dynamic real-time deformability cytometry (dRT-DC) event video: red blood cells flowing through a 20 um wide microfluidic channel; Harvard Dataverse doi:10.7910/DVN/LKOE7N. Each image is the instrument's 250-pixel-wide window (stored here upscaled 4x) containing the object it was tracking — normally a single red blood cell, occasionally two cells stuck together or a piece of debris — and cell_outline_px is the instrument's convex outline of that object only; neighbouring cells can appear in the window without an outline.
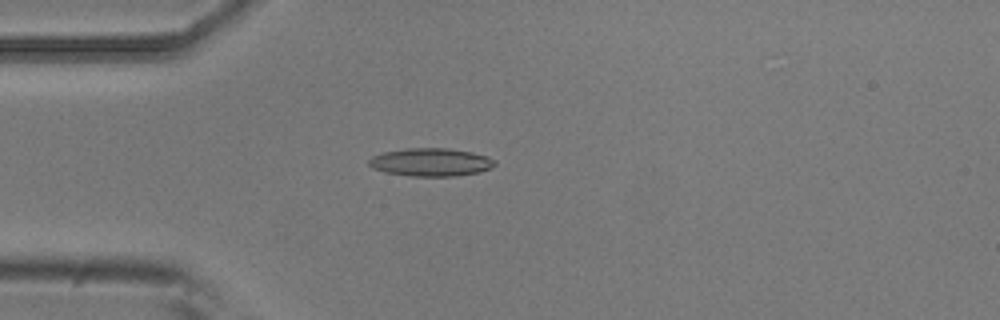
{"species": "common noctule bat (a hibernating species)", "species_latin": "Nyctalus noctula", "temperature_condition": "room temperature", "stored_images_in_passage": 5, "camera_frame_rate_fps": 3000, "um_per_image_px": 0.085, "animal": {"sex": "male", "body_mass_g": 20.5, "forearm_length_mm": 52.5}, "frame": {"image": 1, "passage_image": 4, "time_ms": 1.0, "image_size_px": [1000, 320], "cell_outline_px": [[496, 164], [492, 168], [480, 172], [456, 176], [412, 176], [384, 172], [372, 168], [368, 164], [368, 160], [372, 156], [384, 152], [408, 148], [448, 148], [472, 152], [488, 156], [496, 160]], "centroid_in_image_um": [36.65, 13.79], "position_along_channel_um": 48.4, "area_um2": 20.75}}